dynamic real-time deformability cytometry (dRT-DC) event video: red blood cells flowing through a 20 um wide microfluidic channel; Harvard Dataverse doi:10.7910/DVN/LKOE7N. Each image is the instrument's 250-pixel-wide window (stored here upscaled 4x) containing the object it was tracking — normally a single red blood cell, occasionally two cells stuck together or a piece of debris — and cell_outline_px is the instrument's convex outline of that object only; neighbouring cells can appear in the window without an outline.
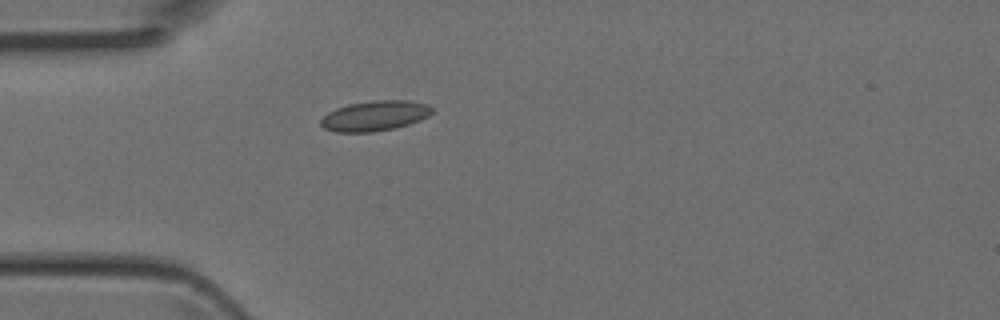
{"species": "Egyptian fruit bat (a non-hibernating species)", "species_latin": "Rousettus aegyptiacus", "temperature_condition": "room temperature", "stored_images_in_passage": 4, "camera_frame_rate_fps": 3000, "um_per_image_px": 0.085, "animal": {"sex": "female"}, "frame": {"image": 1, "passage_image": 4, "time_ms": 1.0, "image_size_px": [1000, 320], "cell_outline_px": [[432, 112], [428, 116], [420, 120], [396, 128], [372, 132], [336, 132], [324, 128], [320, 124], [320, 120], [328, 112], [336, 108], [348, 104], [372, 100], [408, 100], [428, 104], [432, 108]], "centroid_in_image_um": [31.85, 9.84], "position_along_channel_um": 53.1, "area_um2": 19.65}}